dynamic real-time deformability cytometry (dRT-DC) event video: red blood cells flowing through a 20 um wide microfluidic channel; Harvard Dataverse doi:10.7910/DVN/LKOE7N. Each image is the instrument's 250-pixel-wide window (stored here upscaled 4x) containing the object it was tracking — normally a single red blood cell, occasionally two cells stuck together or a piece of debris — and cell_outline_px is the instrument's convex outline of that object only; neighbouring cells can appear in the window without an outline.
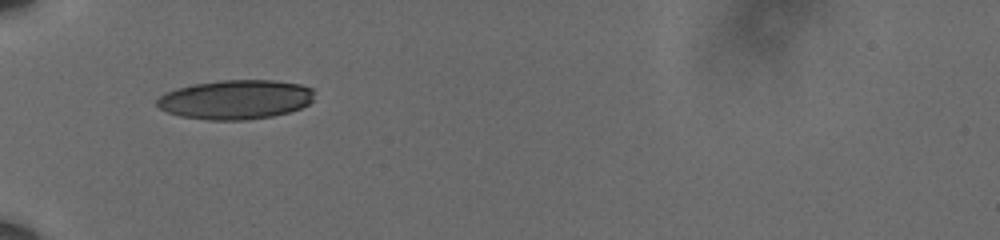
{"species": "human", "species_latin": "Homo sapiens", "temperature_condition": "cold", "stored_images_in_passage": 23, "camera_frame_rate_fps": 3000, "um_per_image_px": 0.085, "donor": {"sex": "male"}, "frame": {"image": 1, "passage_image": 1, "time_ms": 0.0, "image_size_px": [1000, 240], "cell_outline_px": [[312, 100], [308, 104], [300, 108], [288, 112], [272, 116], [244, 120], [208, 120], [180, 116], [168, 112], [160, 108], [156, 104], [156, 100], [164, 92], [176, 88], [192, 84], [220, 80], [272, 80], [300, 84], [312, 88]], "centroid_in_image_um": [19.99, 8.45], "position_along_channel_um": 65.0, "area_um2": 36.07}}
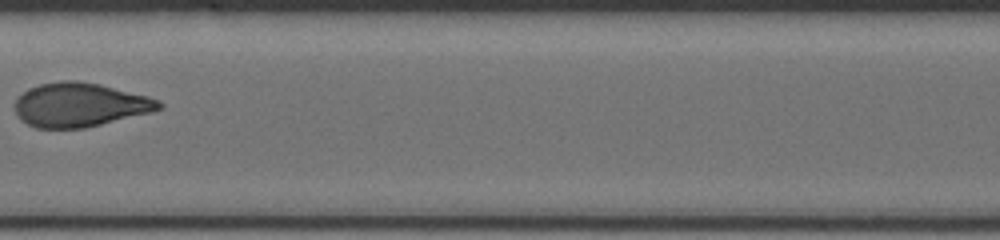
{"frame": {"image": 2, "passage_image": 7, "time_ms": 2.0, "image_size_px": [1000, 240], "cell_outline_px": [[164, 108], [152, 112], [84, 128], [36, 128], [28, 124], [16, 112], [16, 96], [28, 88], [40, 84], [60, 80], [76, 80], [100, 84], [148, 96], [160, 100], [164, 104]], "centroid_in_image_um": [6.82, 8.89], "position_along_channel_um": 200.6, "area_um2": 36.99}}
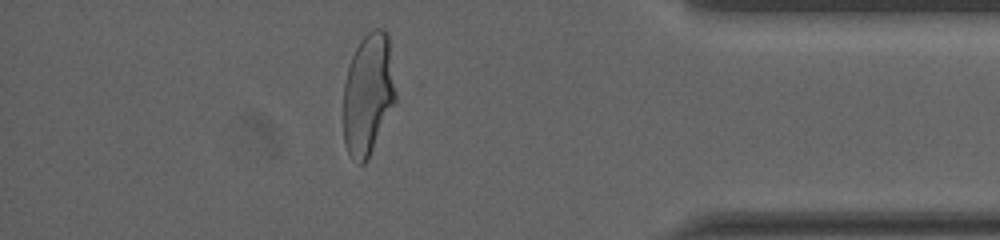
{"frame": {"image": 3, "passage_image": 17, "time_ms": 5.333, "image_size_px": [1000, 240], "cell_outline_px": [[396, 104], [368, 160], [364, 164], [360, 164], [348, 152], [344, 144], [344, 84], [348, 68], [352, 56], [360, 40], [372, 28], [380, 28], [388, 32], [396, 92]], "centroid_in_image_um": [31.32, 8.01], "position_along_channel_um": 403.9, "area_um2": 37.45}}